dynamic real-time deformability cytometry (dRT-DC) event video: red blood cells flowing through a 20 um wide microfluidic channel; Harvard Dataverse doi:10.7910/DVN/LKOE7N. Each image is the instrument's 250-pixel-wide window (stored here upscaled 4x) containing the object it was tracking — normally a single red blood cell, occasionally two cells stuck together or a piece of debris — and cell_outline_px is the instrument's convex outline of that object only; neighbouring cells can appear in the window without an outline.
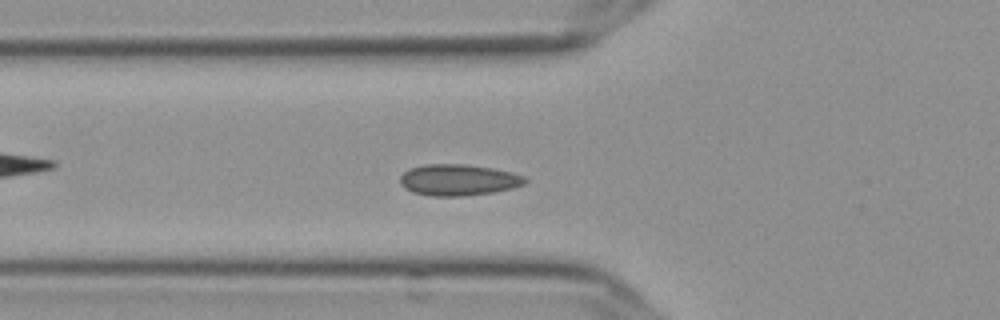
{"species": "Egyptian fruit bat (a non-hibernating species)", "species_latin": "Rousettus aegyptiacus", "temperature_condition": "cold", "stored_images_in_passage": 41, "camera_frame_rate_fps": 3000, "um_per_image_px": 0.085, "frame": {"image": 1, "passage_image": 4, "time_ms": 1.0, "image_size_px": [1000, 320], "cell_outline_px": [[528, 180], [524, 184], [512, 188], [492, 192], [464, 196], [432, 196], [412, 192], [404, 188], [400, 184], [400, 176], [404, 172], [412, 168], [424, 164], [464, 164], [492, 168], [512, 172], [524, 176]], "centroid_in_image_um": [38.95, 15.29], "position_along_channel_um": 86.8, "area_um2": 22.77}}
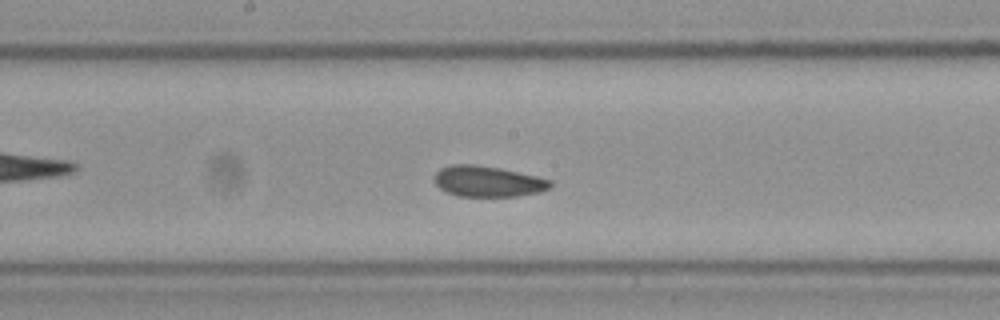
{"frame": {"image": 2, "passage_image": 14, "time_ms": 4.333, "image_size_px": [1000, 320], "cell_outline_px": [[552, 188], [540, 192], [516, 196], [456, 196], [440, 188], [436, 184], [432, 176], [440, 168], [452, 164], [472, 164], [500, 168], [536, 176], [552, 180]], "centroid_in_image_um": [41.46, 15.41], "position_along_channel_um": 206.7, "area_um2": 20.92}}
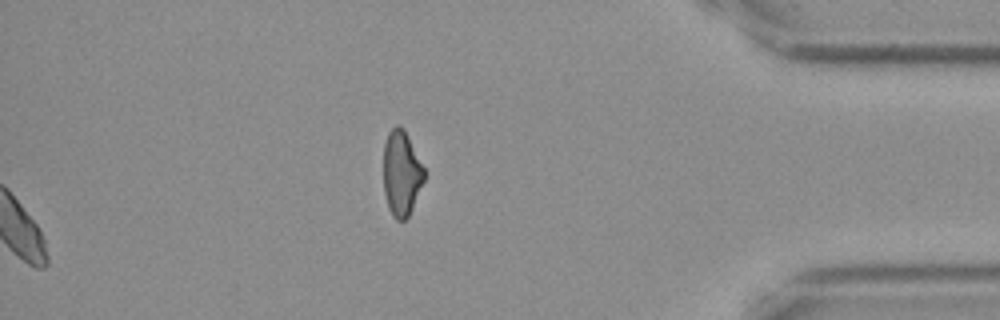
{"frame": {"image": 3, "passage_image": 41, "time_ms": 13.333, "image_size_px": [1000, 320], "cell_outline_px": [[424, 180], [412, 208], [408, 216], [404, 220], [396, 220], [392, 216], [388, 208], [384, 192], [384, 144], [388, 132], [396, 124], [400, 124], [404, 128], [424, 168]], "centroid_in_image_um": [34.11, 14.71], "position_along_channel_um": 401.1, "area_um2": 20.17}, "authors_computed_cell_mechanics": {"area_um2": 20.9236, "velocity_mm_per_s": 3.5763, "shape_relaxation_time_tau1_ms": null, "shape_relaxation_time_tau2_ms": 5.0998, "deformation_change_tau1": null, "deformation_change_tau2": 0.0459}}